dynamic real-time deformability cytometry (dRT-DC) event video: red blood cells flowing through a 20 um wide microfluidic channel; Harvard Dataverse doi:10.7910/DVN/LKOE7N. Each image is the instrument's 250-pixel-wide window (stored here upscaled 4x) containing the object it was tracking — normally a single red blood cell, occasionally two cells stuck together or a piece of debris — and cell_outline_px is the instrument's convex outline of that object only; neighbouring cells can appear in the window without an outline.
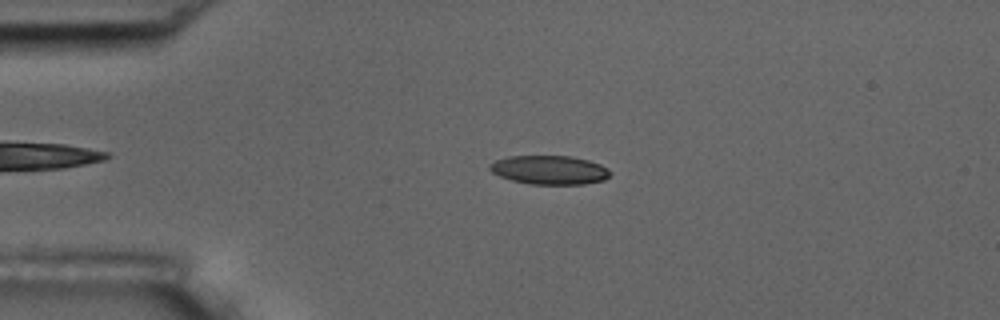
{"species": "common noctule bat (a hibernating species)", "species_latin": "Nyctalus noctula", "temperature_condition": "room temperature", "stored_images_in_passage": 55, "camera_frame_rate_fps": 3000, "um_per_image_px": 0.085, "animal": {"sex": "male", "body_mass_g": 17.5, "forearm_length_mm": 52.3}, "frame": {"image": 1, "passage_image": 12, "time_ms": 3.667, "image_size_px": [1000, 320], "cell_outline_px": [[612, 172], [604, 180], [584, 184], [532, 184], [512, 180], [500, 176], [492, 172], [488, 168], [496, 160], [508, 156], [572, 156], [588, 160], [600, 164], [608, 168]], "centroid_in_image_um": [46.74, 14.44], "position_along_channel_um": 38.3, "area_um2": 20.17}}
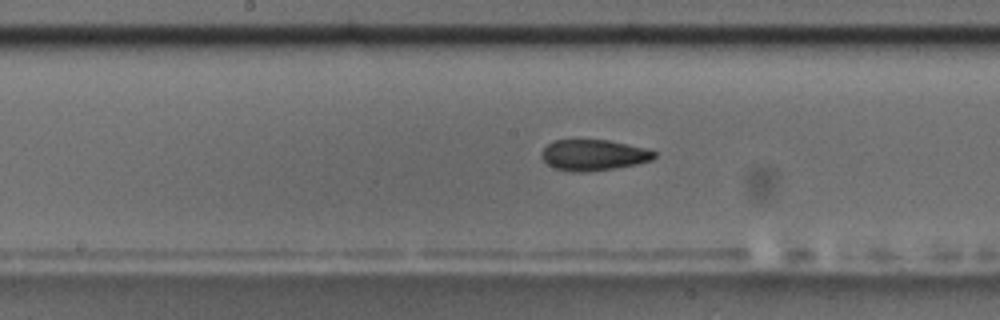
{"frame": {"image": 2, "passage_image": 28, "time_ms": 9.0, "image_size_px": [1000, 320], "cell_outline_px": [[656, 156], [652, 160], [636, 164], [612, 168], [584, 172], [568, 172], [552, 168], [540, 156], [540, 152], [552, 140], [608, 140], [648, 148], [656, 152]], "centroid_in_image_um": [50.43, 13.18], "position_along_channel_um": 197.8, "area_um2": 20.46}}
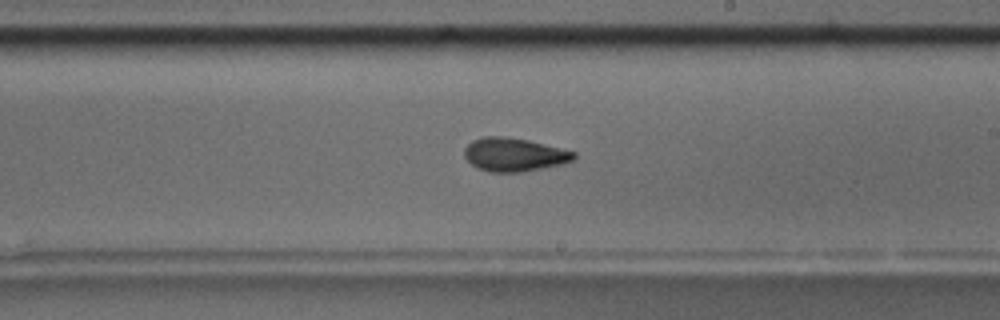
{"frame": {"image": 3, "passage_image": 32, "time_ms": 10.333, "image_size_px": [1000, 320], "cell_outline_px": [[576, 156], [572, 160], [560, 164], [520, 172], [492, 172], [476, 168], [464, 156], [464, 148], [472, 140], [484, 136], [504, 136], [528, 140], [576, 152]], "centroid_in_image_um": [43.66, 13.13], "position_along_channel_um": 245.3, "area_um2": 21.15}, "authors_computed_cell_mechanics": {"area_um2": 20.6924, "velocity_mm_per_s": 3.5757, "shape_relaxation_time_tau1_ms": 5.4503, "shape_relaxation_time_tau2_ms": 2.1853, "deformation_change_tau1": 0.1354, "deformation_change_tau2": 0.0753}}